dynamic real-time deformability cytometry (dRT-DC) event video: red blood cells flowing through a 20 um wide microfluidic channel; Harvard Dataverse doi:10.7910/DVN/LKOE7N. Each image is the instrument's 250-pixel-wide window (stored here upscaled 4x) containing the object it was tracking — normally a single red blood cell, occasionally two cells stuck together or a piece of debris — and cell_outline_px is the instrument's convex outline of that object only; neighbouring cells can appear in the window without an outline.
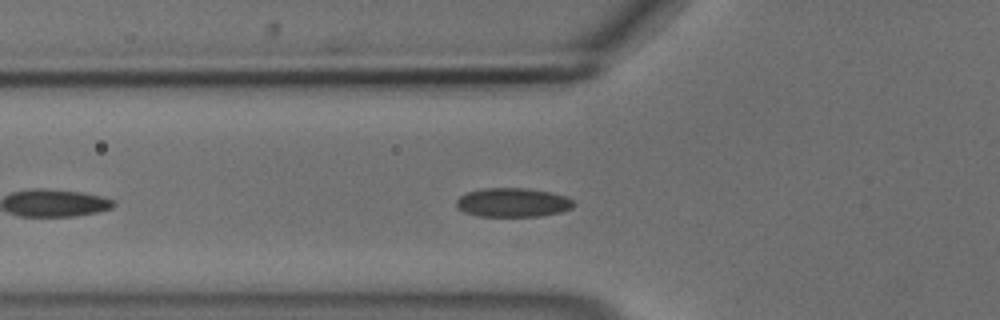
{"species": "common noctule bat (a hibernating species)", "species_latin": "Nyctalus noctula", "temperature_condition": "cold", "stored_images_in_passage": 40, "camera_frame_rate_fps": 3000, "um_per_image_px": 0.085, "animal": {"sex": "male", "body_mass_g": 18.8}, "frame": {"image": 1, "passage_image": 7, "time_ms": 2.0, "image_size_px": [1000, 320], "cell_outline_px": [[576, 204], [572, 208], [560, 212], [540, 216], [476, 216], [464, 212], [456, 208], [456, 200], [460, 196], [468, 192], [484, 188], [528, 188], [548, 192], [564, 196], [572, 200]], "centroid_in_image_um": [43.56, 17.22], "position_along_channel_um": 82.2, "area_um2": 19.83}}
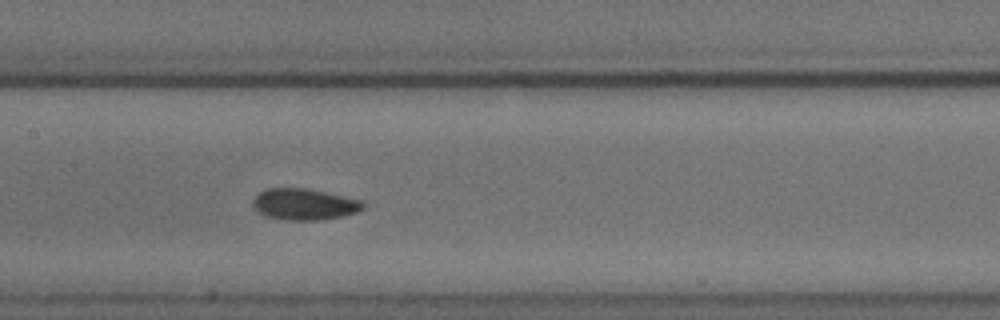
{"frame": {"image": 2, "passage_image": 15, "time_ms": 4.667, "image_size_px": [1000, 320], "cell_outline_px": [[364, 208], [356, 212], [344, 216], [320, 220], [284, 220], [264, 216], [252, 204], [252, 200], [260, 192], [268, 188], [304, 188], [364, 200]], "centroid_in_image_um": [25.88, 17.37], "position_along_channel_um": 181.5, "area_um2": 20.11}}
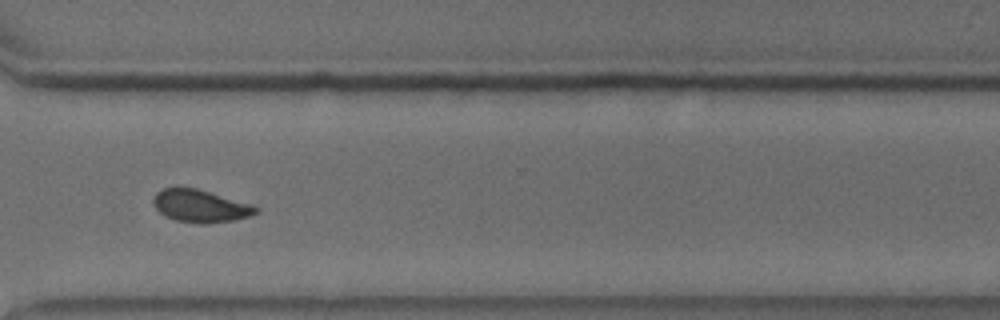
{"frame": {"image": 3, "passage_image": 29, "time_ms": 9.333, "image_size_px": [1000, 320], "cell_outline_px": [[260, 208], [256, 212], [248, 216], [232, 220], [204, 224], [176, 220], [164, 216], [156, 208], [156, 192], [164, 188], [196, 188], [252, 204]], "centroid_in_image_um": [17.06, 17.51], "position_along_channel_um": 353.5, "area_um2": 18.96}}